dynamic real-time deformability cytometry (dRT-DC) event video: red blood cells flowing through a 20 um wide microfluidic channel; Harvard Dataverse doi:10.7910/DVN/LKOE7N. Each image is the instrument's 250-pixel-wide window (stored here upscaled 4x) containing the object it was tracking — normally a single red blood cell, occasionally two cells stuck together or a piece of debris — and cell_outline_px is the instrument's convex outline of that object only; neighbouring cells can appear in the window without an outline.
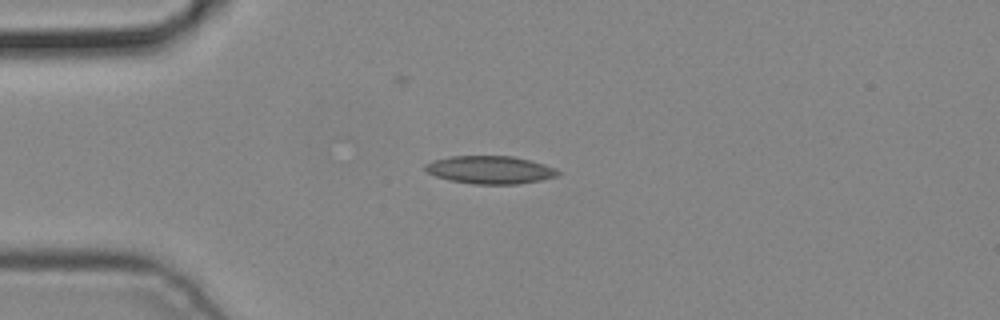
{"species": "common noctule bat (a hibernating species)", "species_latin": "Nyctalus noctula", "temperature_condition": "cold", "stored_images_in_passage": 1, "camera_frame_rate_fps": 3000, "um_per_image_px": 0.085, "animal": {"sex": "male", "body_mass_g": 19.2, "forearm_length_mm": 51.8}, "frame": {"image": 1, "passage_image": 1, "time_ms": 0.0, "image_size_px": [1000, 320], "cell_outline_px": [[560, 172], [556, 176], [540, 180], [520, 184], [472, 184], [452, 180], [436, 176], [428, 172], [424, 168], [424, 164], [432, 160], [448, 156], [512, 156], [544, 164], [556, 168]], "centroid_in_image_um": [41.64, 14.43], "position_along_channel_um": 43.4, "area_um2": 21.5}}